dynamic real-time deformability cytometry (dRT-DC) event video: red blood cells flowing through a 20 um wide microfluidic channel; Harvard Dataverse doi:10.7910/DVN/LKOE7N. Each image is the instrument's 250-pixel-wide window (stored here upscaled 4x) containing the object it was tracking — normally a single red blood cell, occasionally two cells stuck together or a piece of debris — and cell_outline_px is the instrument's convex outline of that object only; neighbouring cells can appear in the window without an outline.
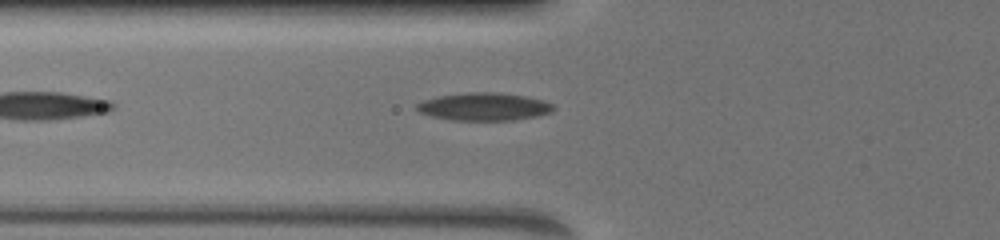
{"species": "common noctule bat (a hibernating species)", "species_latin": "Nyctalus noctula", "temperature_condition": "warm", "stored_images_in_passage": 36, "camera_frame_rate_fps": 3000, "um_per_image_px": 0.085, "animal": {"sex": "female", "body_mass_g": 19.5, "forearm_length_mm": 54.1}, "frame": {"image": 1, "passage_image": 5, "time_ms": 1.333, "image_size_px": [1000, 240], "cell_outline_px": [[552, 112], [536, 116], [512, 120], [452, 120], [432, 116], [420, 112], [416, 108], [416, 104], [424, 100], [440, 96], [468, 92], [496, 92], [524, 96], [544, 100], [552, 104]], "centroid_in_image_um": [41.14, 9.06], "position_along_channel_um": 84.7, "area_um2": 21.85}}
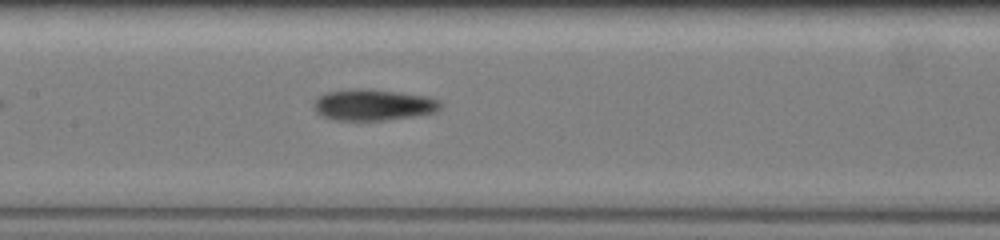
{"frame": {"image": 2, "passage_image": 12, "time_ms": 3.667, "image_size_px": [1000, 240], "cell_outline_px": [[440, 108], [432, 112], [408, 116], [380, 120], [336, 120], [320, 116], [316, 112], [312, 104], [316, 96], [324, 92], [352, 88], [368, 88], [400, 92], [428, 96], [440, 100]], "centroid_in_image_um": [31.61, 8.88], "position_along_channel_um": 175.8, "area_um2": 23.18}}
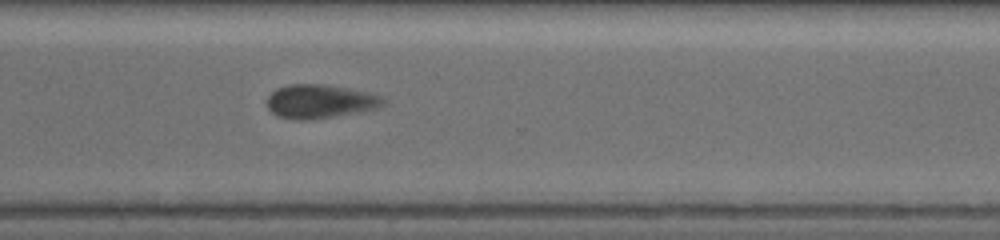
{"frame": {"image": 3, "passage_image": 29, "time_ms": 8.0, "image_size_px": [1000, 240], "cell_outline_px": [[384, 104], [376, 108], [332, 116], [304, 120], [296, 120], [276, 116], [268, 108], [268, 96], [276, 88], [288, 84], [320, 84], [368, 92], [380, 96], [384, 100]], "centroid_in_image_um": [27.13, 8.61], "position_along_channel_um": 343.5, "area_um2": 22.37}, "authors_computed_cell_mechanics": {"area_um2": 22.1663, "velocity_mm_per_s": 3.8847, "shape_relaxation_time_tau1_ms": null, "shape_relaxation_time_tau2_ms": 2.8413, "deformation_change_tau1": null, "deformation_change_tau2": 0.0965}}